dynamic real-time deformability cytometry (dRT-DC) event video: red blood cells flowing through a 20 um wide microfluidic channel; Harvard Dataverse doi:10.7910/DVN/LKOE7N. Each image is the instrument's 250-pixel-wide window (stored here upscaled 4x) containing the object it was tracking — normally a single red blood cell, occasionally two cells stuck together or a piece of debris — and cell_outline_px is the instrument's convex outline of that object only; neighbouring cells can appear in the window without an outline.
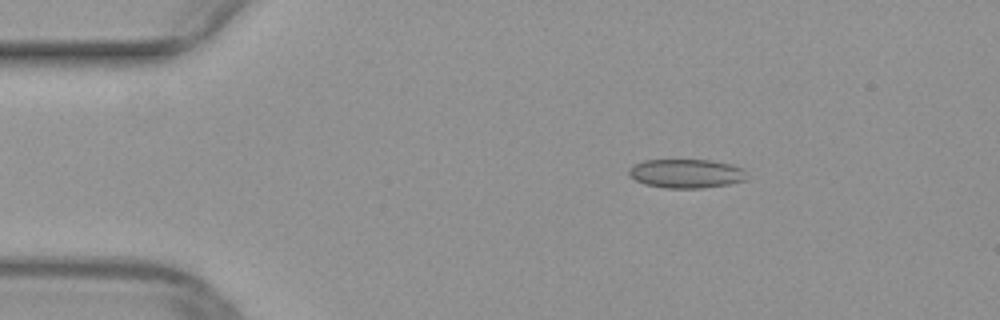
{"species": "common noctule bat (a hibernating species)", "species_latin": "Nyctalus noctula", "temperature_condition": "warm", "stored_images_in_passage": 44, "camera_frame_rate_fps": 3000, "um_per_image_px": 0.085, "animal": {"sex": "female", "body_mass_g": 29.2, "forearm_length_mm": 56.3}, "frame": {"image": 1, "passage_image": 2, "time_ms": 0.333, "image_size_px": [1000, 320], "cell_outline_px": [[744, 180], [728, 184], [704, 188], [664, 188], [644, 184], [628, 176], [628, 168], [632, 164], [644, 160], [712, 160], [744, 168]], "centroid_in_image_um": [58.25, 14.75], "position_along_channel_um": 26.8, "area_um2": 19.94}}
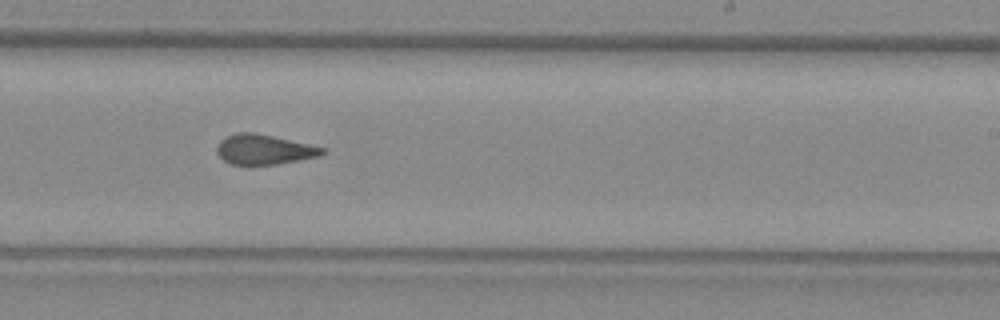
{"frame": {"image": 2, "passage_image": 24, "time_ms": 7.667, "image_size_px": [1000, 320], "cell_outline_px": [[328, 152], [320, 156], [276, 164], [232, 164], [224, 160], [216, 152], [216, 148], [220, 140], [224, 136], [236, 132], [252, 132], [272, 136], [308, 144], [324, 148]], "centroid_in_image_um": [22.42, 12.69], "position_along_channel_um": 266.6, "area_um2": 18.26}}
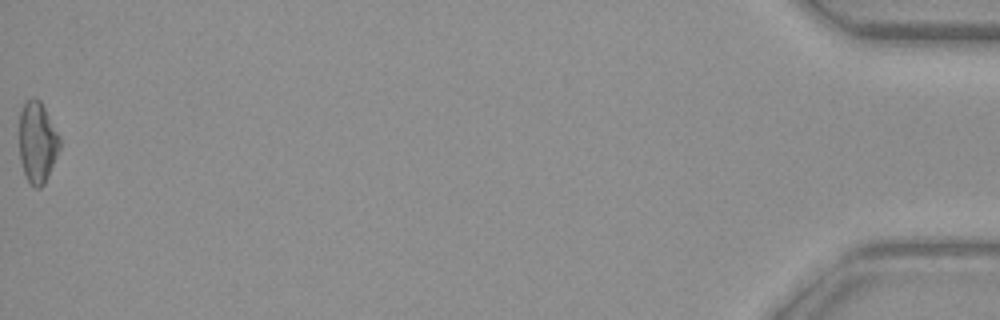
{"frame": {"image": 3, "passage_image": 44, "time_ms": 14.333, "image_size_px": [1000, 320], "cell_outline_px": [[60, 148], [44, 184], [40, 188], [36, 188], [28, 180], [24, 172], [20, 160], [20, 112], [24, 100], [32, 96], [36, 96], [40, 100], [60, 136]], "centroid_in_image_um": [3.17, 12.03], "position_along_channel_um": 432.0, "area_um2": 19.13}}